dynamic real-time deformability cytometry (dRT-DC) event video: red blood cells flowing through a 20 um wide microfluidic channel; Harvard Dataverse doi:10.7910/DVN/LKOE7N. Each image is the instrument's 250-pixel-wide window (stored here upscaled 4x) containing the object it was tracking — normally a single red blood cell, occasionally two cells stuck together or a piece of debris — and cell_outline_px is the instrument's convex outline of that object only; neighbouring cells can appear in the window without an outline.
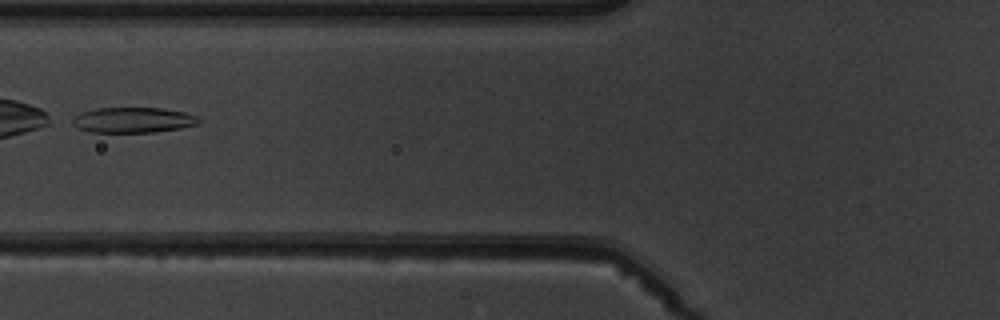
{"species": "common noctule bat (a hibernating species)", "species_latin": "Nyctalus noctula", "temperature_condition": "warm", "stored_images_in_passage": 6, "camera_frame_rate_fps": 3000, "um_per_image_px": 0.085, "animal": {"sex": "male", "body_mass_g": 19.5, "forearm_length_mm": 54.6}, "frame": {"image": 1, "passage_image": 6, "time_ms": 6.667, "image_size_px": [1000, 320], "cell_outline_px": [[200, 120], [196, 124], [180, 128], [152, 132], [92, 132], [80, 128], [72, 124], [72, 116], [80, 112], [96, 108], [164, 108], [184, 112], [196, 116]], "centroid_in_image_um": [11.27, 10.19], "position_along_channel_um": 114.5, "area_um2": 18.61}}